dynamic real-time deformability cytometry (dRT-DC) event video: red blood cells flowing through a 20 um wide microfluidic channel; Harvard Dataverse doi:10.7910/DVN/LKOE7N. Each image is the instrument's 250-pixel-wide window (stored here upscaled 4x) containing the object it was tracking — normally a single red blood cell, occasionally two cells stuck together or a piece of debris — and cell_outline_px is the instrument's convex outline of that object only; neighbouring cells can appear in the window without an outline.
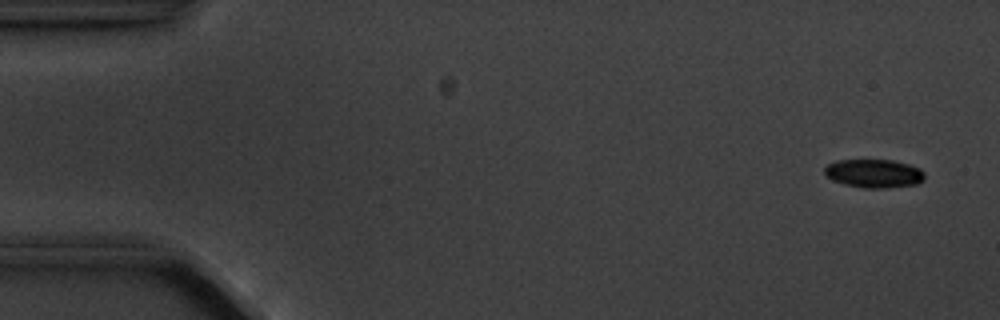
{"species": "common noctule bat (a hibernating species)", "species_latin": "Nyctalus noctula", "temperature_condition": "cold", "stored_images_in_passage": 6, "camera_frame_rate_fps": 3000, "um_per_image_px": 0.085, "animal": {"sex": "male", "body_mass_g": 20.1, "forearm_length_mm": 53.5}, "frame": {"image": 1, "passage_image": 1, "time_ms": 0.0, "image_size_px": [1000, 320], "cell_outline_px": [[924, 180], [916, 184], [884, 188], [864, 188], [844, 184], [832, 180], [824, 172], [824, 168], [828, 164], [836, 160], [892, 160], [908, 164], [920, 168], [924, 172]], "centroid_in_image_um": [74.29, 14.74], "position_along_channel_um": 10.7, "area_um2": 16.59}}
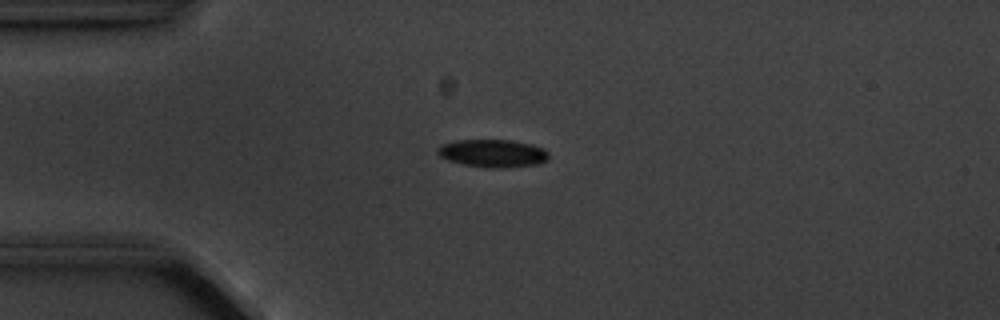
{"frame": {"image": 2, "passage_image": 4, "time_ms": 3.667, "image_size_px": [1000, 320], "cell_outline_px": [[548, 156], [544, 160], [536, 164], [500, 168], [464, 164], [448, 160], [440, 156], [436, 152], [436, 148], [440, 144], [456, 140], [512, 140], [532, 144], [544, 148], [548, 152]], "centroid_in_image_um": [41.85, 13.0], "position_along_channel_um": 43.2, "area_um2": 17.8}}